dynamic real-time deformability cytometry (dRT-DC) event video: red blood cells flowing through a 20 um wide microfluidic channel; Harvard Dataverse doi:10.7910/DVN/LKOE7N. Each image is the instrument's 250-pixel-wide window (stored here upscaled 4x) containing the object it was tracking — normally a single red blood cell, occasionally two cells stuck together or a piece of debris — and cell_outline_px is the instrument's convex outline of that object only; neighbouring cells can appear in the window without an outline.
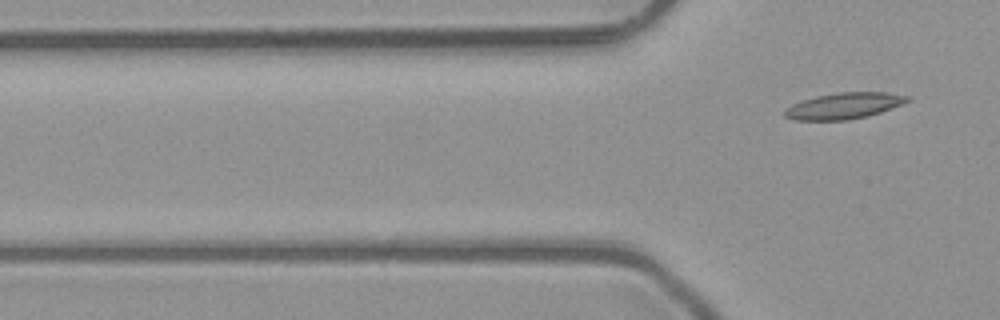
{"species": "common noctule bat (a hibernating species)", "species_latin": "Nyctalus noctula", "temperature_condition": "room temperature", "stored_images_in_passage": 4, "segment_of_instrument_passage": [2, 2], "camera_frame_rate_fps": 3000, "um_per_image_px": 0.085, "animal": {"sex": "male", "body_mass_g": 23.1, "forearm_length_mm": 52.7}, "frame": {"image": 1, "passage_image": 4, "time_ms": 1.0, "image_size_px": [1000, 320], "cell_outline_px": [[912, 100], [880, 112], [868, 116], [848, 120], [796, 120], [784, 116], [784, 108], [792, 104], [816, 96], [836, 92], [888, 92], [912, 96]], "centroid_in_image_um": [71.77, 8.98], "position_along_channel_um": 54.0, "area_um2": 18.84}}